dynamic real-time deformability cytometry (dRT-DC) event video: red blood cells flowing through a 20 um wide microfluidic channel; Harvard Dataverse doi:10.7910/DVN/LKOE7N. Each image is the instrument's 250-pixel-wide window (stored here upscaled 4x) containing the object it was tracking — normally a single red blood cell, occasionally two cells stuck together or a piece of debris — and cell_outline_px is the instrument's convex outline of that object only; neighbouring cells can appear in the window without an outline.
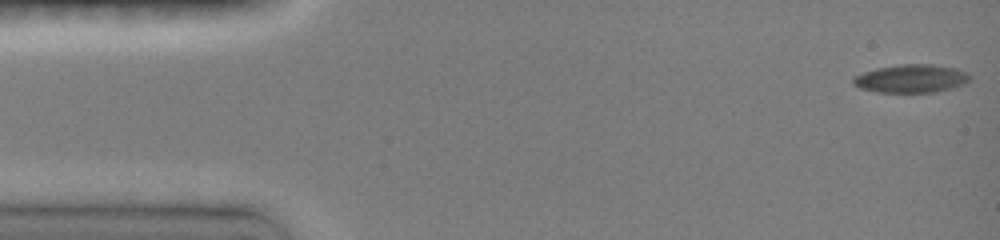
{"species": "common noctule bat (a hibernating species)", "species_latin": "Nyctalus noctula", "temperature_condition": "room temperature", "stored_images_in_passage": 47, "camera_frame_rate_fps": 3000, "um_per_image_px": 0.085, "animal": {"sex": "female", "body_mass_g": 19.0, "forearm_length_mm": 51.5}, "frame": {"image": 1, "passage_image": 1, "time_ms": 0.0, "image_size_px": [1000, 240], "cell_outline_px": [[972, 76], [964, 84], [952, 88], [936, 92], [876, 92], [860, 88], [852, 84], [852, 76], [876, 68], [900, 64], [932, 64], [956, 68], [968, 72]], "centroid_in_image_um": [77.44, 6.67], "position_along_channel_um": 7.6, "area_um2": 19.36}}
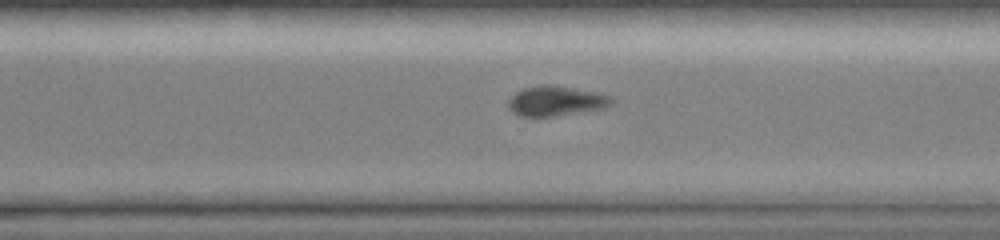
{"frame": {"image": 2, "passage_image": 33, "time_ms": 10.667, "image_size_px": [1000, 240], "cell_outline_px": [[616, 100], [612, 104], [604, 108], [552, 116], [520, 116], [512, 112], [508, 108], [508, 100], [516, 92], [524, 88], [540, 84], [552, 84], [612, 96]], "centroid_in_image_um": [47.24, 8.57], "position_along_channel_um": 323.4, "area_um2": 17.92}}
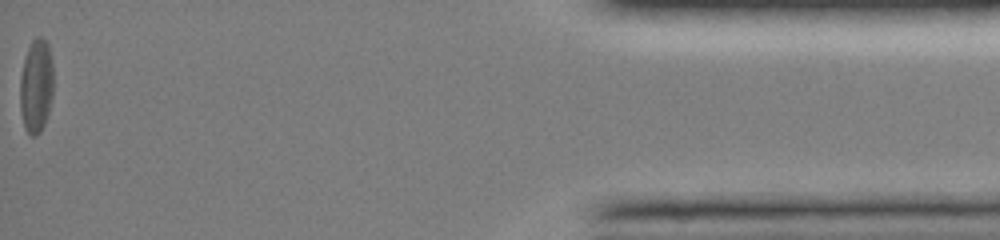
{"frame": {"image": 3, "passage_image": 47, "time_ms": 15.333, "image_size_px": [1000, 240], "cell_outline_px": [[52, 96], [48, 112], [44, 124], [40, 132], [36, 136], [32, 136], [24, 128], [20, 108], [20, 76], [24, 60], [28, 48], [32, 40], [36, 36], [40, 36], [48, 44], [52, 60]], "centroid_in_image_um": [3.06, 7.3], "position_along_channel_um": 432.1, "area_um2": 18.21}}